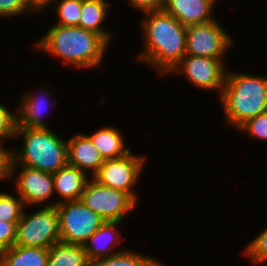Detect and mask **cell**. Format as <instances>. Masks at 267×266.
<instances>
[{
  "instance_id": "6da1fadb",
  "label": "cell",
  "mask_w": 267,
  "mask_h": 266,
  "mask_svg": "<svg viewBox=\"0 0 267 266\" xmlns=\"http://www.w3.org/2000/svg\"><path fill=\"white\" fill-rule=\"evenodd\" d=\"M138 22L142 48L133 59L164 80L186 55L187 27L163 10L143 13Z\"/></svg>"
},
{
  "instance_id": "7a4b0ae2",
  "label": "cell",
  "mask_w": 267,
  "mask_h": 266,
  "mask_svg": "<svg viewBox=\"0 0 267 266\" xmlns=\"http://www.w3.org/2000/svg\"><path fill=\"white\" fill-rule=\"evenodd\" d=\"M37 41L33 40L32 49L44 53L49 58L58 59L63 68L74 70H94L102 67L110 44L98 33L80 26L51 25ZM35 41V42H34ZM71 66V67H70ZM100 66V67H99Z\"/></svg>"
},
{
  "instance_id": "3957f363",
  "label": "cell",
  "mask_w": 267,
  "mask_h": 266,
  "mask_svg": "<svg viewBox=\"0 0 267 266\" xmlns=\"http://www.w3.org/2000/svg\"><path fill=\"white\" fill-rule=\"evenodd\" d=\"M228 66L218 103L224 126L237 130L252 117L267 111V75ZM236 70V71H235Z\"/></svg>"
},
{
  "instance_id": "277c9868",
  "label": "cell",
  "mask_w": 267,
  "mask_h": 266,
  "mask_svg": "<svg viewBox=\"0 0 267 266\" xmlns=\"http://www.w3.org/2000/svg\"><path fill=\"white\" fill-rule=\"evenodd\" d=\"M62 136L52 128L17 127L14 143L18 140L21 146L12 148V166L56 173L68 163L67 138Z\"/></svg>"
},
{
  "instance_id": "5b68a950",
  "label": "cell",
  "mask_w": 267,
  "mask_h": 266,
  "mask_svg": "<svg viewBox=\"0 0 267 266\" xmlns=\"http://www.w3.org/2000/svg\"><path fill=\"white\" fill-rule=\"evenodd\" d=\"M59 241V214L56 206L24 209L17 223L15 245L49 249Z\"/></svg>"
},
{
  "instance_id": "8992f818",
  "label": "cell",
  "mask_w": 267,
  "mask_h": 266,
  "mask_svg": "<svg viewBox=\"0 0 267 266\" xmlns=\"http://www.w3.org/2000/svg\"><path fill=\"white\" fill-rule=\"evenodd\" d=\"M136 154L131 150L120 158L105 160L92 178L103 186L127 193L138 204L140 195L136 187L140 184L148 157Z\"/></svg>"
},
{
  "instance_id": "52a82bcc",
  "label": "cell",
  "mask_w": 267,
  "mask_h": 266,
  "mask_svg": "<svg viewBox=\"0 0 267 266\" xmlns=\"http://www.w3.org/2000/svg\"><path fill=\"white\" fill-rule=\"evenodd\" d=\"M223 25L216 17L207 23L187 26L186 55L220 59L227 65L226 56L237 46V41Z\"/></svg>"
},
{
  "instance_id": "ba28073f",
  "label": "cell",
  "mask_w": 267,
  "mask_h": 266,
  "mask_svg": "<svg viewBox=\"0 0 267 266\" xmlns=\"http://www.w3.org/2000/svg\"><path fill=\"white\" fill-rule=\"evenodd\" d=\"M80 200L103 220L111 222L128 221L138 207L127 193L103 186L93 178L87 180Z\"/></svg>"
},
{
  "instance_id": "9c48e42d",
  "label": "cell",
  "mask_w": 267,
  "mask_h": 266,
  "mask_svg": "<svg viewBox=\"0 0 267 266\" xmlns=\"http://www.w3.org/2000/svg\"><path fill=\"white\" fill-rule=\"evenodd\" d=\"M228 65L220 59L185 55L165 77L181 76L195 89L203 92H217L220 98Z\"/></svg>"
},
{
  "instance_id": "30bf717a",
  "label": "cell",
  "mask_w": 267,
  "mask_h": 266,
  "mask_svg": "<svg viewBox=\"0 0 267 266\" xmlns=\"http://www.w3.org/2000/svg\"><path fill=\"white\" fill-rule=\"evenodd\" d=\"M59 214L60 241L83 245L105 222L81 200L66 201L56 205Z\"/></svg>"
},
{
  "instance_id": "8fae6325",
  "label": "cell",
  "mask_w": 267,
  "mask_h": 266,
  "mask_svg": "<svg viewBox=\"0 0 267 266\" xmlns=\"http://www.w3.org/2000/svg\"><path fill=\"white\" fill-rule=\"evenodd\" d=\"M13 181V183H12ZM26 207L55 206L54 181L51 173L27 166H12L9 181Z\"/></svg>"
},
{
  "instance_id": "7c38bea8",
  "label": "cell",
  "mask_w": 267,
  "mask_h": 266,
  "mask_svg": "<svg viewBox=\"0 0 267 266\" xmlns=\"http://www.w3.org/2000/svg\"><path fill=\"white\" fill-rule=\"evenodd\" d=\"M49 85L45 81L42 86L35 88V91L23 90V94H19V103L16 102L17 127L51 128L46 120V114L49 113V110H54L53 107L55 108L57 105V100H54L55 97L52 99L57 89L55 90V87L52 88V85L50 87Z\"/></svg>"
},
{
  "instance_id": "4fadbf2b",
  "label": "cell",
  "mask_w": 267,
  "mask_h": 266,
  "mask_svg": "<svg viewBox=\"0 0 267 266\" xmlns=\"http://www.w3.org/2000/svg\"><path fill=\"white\" fill-rule=\"evenodd\" d=\"M123 223L125 222L105 221L97 231L87 239L83 247L90 262L109 257L126 249L125 246H120L124 243L122 240L124 237L122 235L123 228L120 227Z\"/></svg>"
},
{
  "instance_id": "5bb4252c",
  "label": "cell",
  "mask_w": 267,
  "mask_h": 266,
  "mask_svg": "<svg viewBox=\"0 0 267 266\" xmlns=\"http://www.w3.org/2000/svg\"><path fill=\"white\" fill-rule=\"evenodd\" d=\"M67 157L69 165L77 167L90 178L105 162L89 136L82 131H78L67 139Z\"/></svg>"
},
{
  "instance_id": "9a60e30c",
  "label": "cell",
  "mask_w": 267,
  "mask_h": 266,
  "mask_svg": "<svg viewBox=\"0 0 267 266\" xmlns=\"http://www.w3.org/2000/svg\"><path fill=\"white\" fill-rule=\"evenodd\" d=\"M217 3L218 0H164L162 10L187 27L214 20Z\"/></svg>"
},
{
  "instance_id": "2e32d148",
  "label": "cell",
  "mask_w": 267,
  "mask_h": 266,
  "mask_svg": "<svg viewBox=\"0 0 267 266\" xmlns=\"http://www.w3.org/2000/svg\"><path fill=\"white\" fill-rule=\"evenodd\" d=\"M55 206L66 201L80 200L88 177L83 171L68 163L53 173Z\"/></svg>"
},
{
  "instance_id": "e0dca14e",
  "label": "cell",
  "mask_w": 267,
  "mask_h": 266,
  "mask_svg": "<svg viewBox=\"0 0 267 266\" xmlns=\"http://www.w3.org/2000/svg\"><path fill=\"white\" fill-rule=\"evenodd\" d=\"M109 1L110 0H82L79 26L83 29L98 33L111 45L115 39L114 37L117 35L104 26L108 21L107 18L111 15L112 1Z\"/></svg>"
},
{
  "instance_id": "ac0fdd59",
  "label": "cell",
  "mask_w": 267,
  "mask_h": 266,
  "mask_svg": "<svg viewBox=\"0 0 267 266\" xmlns=\"http://www.w3.org/2000/svg\"><path fill=\"white\" fill-rule=\"evenodd\" d=\"M104 160L120 158L132 149L126 143V137L118 126L104 125L90 133L85 132Z\"/></svg>"
},
{
  "instance_id": "d6986e66",
  "label": "cell",
  "mask_w": 267,
  "mask_h": 266,
  "mask_svg": "<svg viewBox=\"0 0 267 266\" xmlns=\"http://www.w3.org/2000/svg\"><path fill=\"white\" fill-rule=\"evenodd\" d=\"M49 249L14 245L5 249L0 266H47Z\"/></svg>"
},
{
  "instance_id": "ffe728a7",
  "label": "cell",
  "mask_w": 267,
  "mask_h": 266,
  "mask_svg": "<svg viewBox=\"0 0 267 266\" xmlns=\"http://www.w3.org/2000/svg\"><path fill=\"white\" fill-rule=\"evenodd\" d=\"M47 266H91L83 245L56 242L49 248Z\"/></svg>"
},
{
  "instance_id": "44dd1931",
  "label": "cell",
  "mask_w": 267,
  "mask_h": 266,
  "mask_svg": "<svg viewBox=\"0 0 267 266\" xmlns=\"http://www.w3.org/2000/svg\"><path fill=\"white\" fill-rule=\"evenodd\" d=\"M91 266H168L158 257L144 254L137 249L126 248L123 251L115 253L109 257L97 259L91 262Z\"/></svg>"
},
{
  "instance_id": "7402d4cb",
  "label": "cell",
  "mask_w": 267,
  "mask_h": 266,
  "mask_svg": "<svg viewBox=\"0 0 267 266\" xmlns=\"http://www.w3.org/2000/svg\"><path fill=\"white\" fill-rule=\"evenodd\" d=\"M81 6L82 0H56L45 11L53 8L52 13L57 15V20L53 22L55 25L79 26Z\"/></svg>"
},
{
  "instance_id": "603a6c76",
  "label": "cell",
  "mask_w": 267,
  "mask_h": 266,
  "mask_svg": "<svg viewBox=\"0 0 267 266\" xmlns=\"http://www.w3.org/2000/svg\"><path fill=\"white\" fill-rule=\"evenodd\" d=\"M261 229L241 252L242 258L245 257L248 262H251L249 264L254 266H264L267 263V227Z\"/></svg>"
},
{
  "instance_id": "cb8c5ba5",
  "label": "cell",
  "mask_w": 267,
  "mask_h": 266,
  "mask_svg": "<svg viewBox=\"0 0 267 266\" xmlns=\"http://www.w3.org/2000/svg\"><path fill=\"white\" fill-rule=\"evenodd\" d=\"M10 192L0 191V221L19 222L26 206L19 195Z\"/></svg>"
},
{
  "instance_id": "d4e9b609",
  "label": "cell",
  "mask_w": 267,
  "mask_h": 266,
  "mask_svg": "<svg viewBox=\"0 0 267 266\" xmlns=\"http://www.w3.org/2000/svg\"><path fill=\"white\" fill-rule=\"evenodd\" d=\"M25 16L27 18L38 16L32 8L30 0H0V20L11 19L12 21L13 17L22 19Z\"/></svg>"
},
{
  "instance_id": "484cf974",
  "label": "cell",
  "mask_w": 267,
  "mask_h": 266,
  "mask_svg": "<svg viewBox=\"0 0 267 266\" xmlns=\"http://www.w3.org/2000/svg\"><path fill=\"white\" fill-rule=\"evenodd\" d=\"M237 132L246 135L250 140L253 139L252 141L259 140L267 143V111L247 120L237 129Z\"/></svg>"
},
{
  "instance_id": "4316f807",
  "label": "cell",
  "mask_w": 267,
  "mask_h": 266,
  "mask_svg": "<svg viewBox=\"0 0 267 266\" xmlns=\"http://www.w3.org/2000/svg\"><path fill=\"white\" fill-rule=\"evenodd\" d=\"M0 102V141L14 142L17 129V109Z\"/></svg>"
},
{
  "instance_id": "83f0119b",
  "label": "cell",
  "mask_w": 267,
  "mask_h": 266,
  "mask_svg": "<svg viewBox=\"0 0 267 266\" xmlns=\"http://www.w3.org/2000/svg\"><path fill=\"white\" fill-rule=\"evenodd\" d=\"M7 143L0 141V183L2 184L5 182V184H9L7 181L10 180L13 163V143L11 147H8Z\"/></svg>"
},
{
  "instance_id": "f1b7e54d",
  "label": "cell",
  "mask_w": 267,
  "mask_h": 266,
  "mask_svg": "<svg viewBox=\"0 0 267 266\" xmlns=\"http://www.w3.org/2000/svg\"><path fill=\"white\" fill-rule=\"evenodd\" d=\"M17 223L0 221V244L4 249L15 245Z\"/></svg>"
},
{
  "instance_id": "f546056e",
  "label": "cell",
  "mask_w": 267,
  "mask_h": 266,
  "mask_svg": "<svg viewBox=\"0 0 267 266\" xmlns=\"http://www.w3.org/2000/svg\"><path fill=\"white\" fill-rule=\"evenodd\" d=\"M125 2L129 5L128 8L136 10V13L141 15L146 12L162 10L164 0H126Z\"/></svg>"
},
{
  "instance_id": "4dcf8cb0",
  "label": "cell",
  "mask_w": 267,
  "mask_h": 266,
  "mask_svg": "<svg viewBox=\"0 0 267 266\" xmlns=\"http://www.w3.org/2000/svg\"><path fill=\"white\" fill-rule=\"evenodd\" d=\"M56 0H30L31 6L34 11L39 15L45 13V10Z\"/></svg>"
},
{
  "instance_id": "1f68e13d",
  "label": "cell",
  "mask_w": 267,
  "mask_h": 266,
  "mask_svg": "<svg viewBox=\"0 0 267 266\" xmlns=\"http://www.w3.org/2000/svg\"><path fill=\"white\" fill-rule=\"evenodd\" d=\"M4 252H5V249L0 244V261H1V258H2L3 254H4Z\"/></svg>"
}]
</instances>
